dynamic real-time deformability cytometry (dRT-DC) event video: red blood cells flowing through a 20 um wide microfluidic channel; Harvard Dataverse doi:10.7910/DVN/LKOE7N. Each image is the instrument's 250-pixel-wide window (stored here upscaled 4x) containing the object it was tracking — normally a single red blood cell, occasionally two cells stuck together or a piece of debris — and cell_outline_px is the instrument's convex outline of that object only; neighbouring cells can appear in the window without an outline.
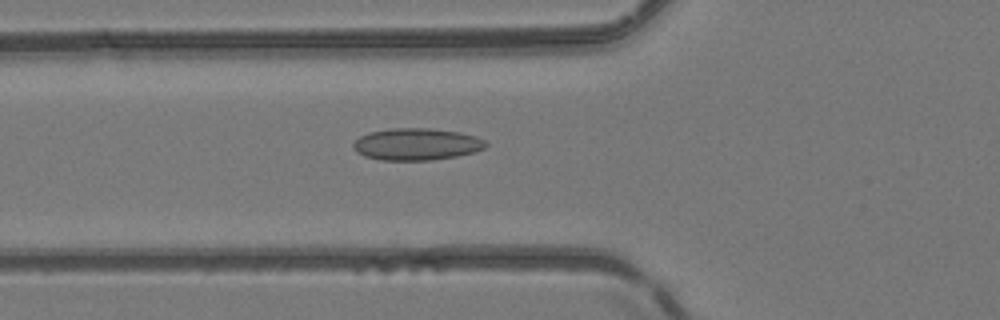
{"species": "common noctule bat (a hibernating species)", "species_latin": "Nyctalus noctula", "temperature_condition": "room temperature", "stored_images_in_passage": 51, "camera_frame_rate_fps": 3000, "um_per_image_px": 0.085, "animal": {"sex": "female", "body_mass_g": 24.6, "forearm_length_mm": 56.2}, "frame": {"image": 1, "passage_image": 19, "time_ms": 6.0, "image_size_px": [1000, 320], "cell_outline_px": [[488, 144], [484, 148], [472, 152], [456, 156], [432, 160], [380, 160], [364, 156], [356, 152], [352, 148], [352, 144], [360, 136], [368, 132], [388, 128], [428, 128], [460, 132], [476, 136], [484, 140]], "centroid_in_image_um": [35.36, 12.25], "position_along_channel_um": 90.4, "area_um2": 24.8}}
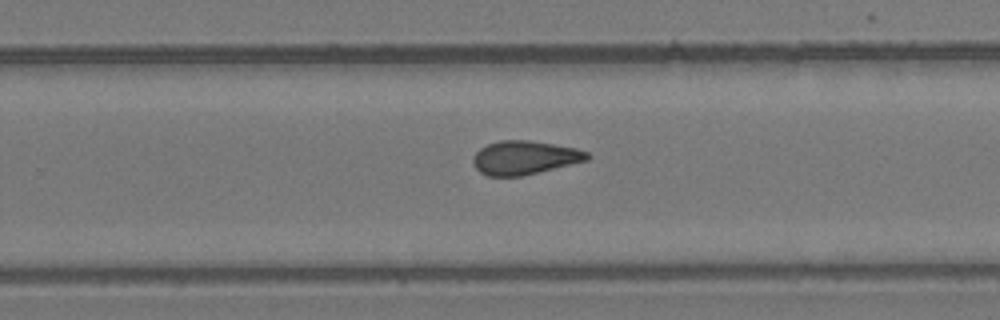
{"frame": {"image": 2, "passage_image": 33, "time_ms": 10.667, "image_size_px": [1000, 320], "cell_outline_px": [[592, 156], [588, 160], [520, 176], [488, 176], [480, 172], [472, 164], [472, 160], [476, 152], [480, 148], [488, 144], [500, 140], [528, 140], [576, 148], [588, 152]], "centroid_in_image_um": [44.57, 13.39], "position_along_channel_um": 285.2, "area_um2": 22.25}}
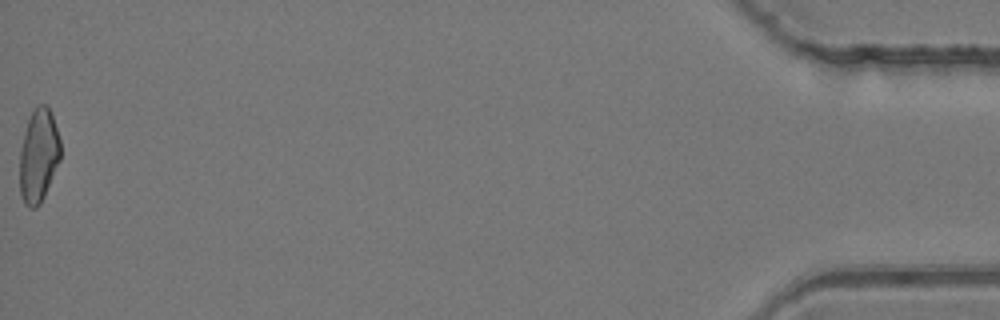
{"frame": {"image": 3, "passage_image": 51, "time_ms": 16.667, "image_size_px": [1000, 320], "cell_outline_px": [[60, 160], [44, 196], [40, 204], [36, 208], [28, 208], [24, 204], [20, 196], [20, 148], [24, 132], [28, 120], [36, 104], [44, 104], [48, 108], [52, 116], [60, 140]], "centroid_in_image_um": [3.26, 13.26], "position_along_channel_um": 431.9, "area_um2": 22.2}, "authors_computed_cell_mechanics": {"area_um2": 22.6576, "velocity_mm_per_s": 4.1627, "shape_relaxation_time_tau1_ms": null, "shape_relaxation_time_tau2_ms": 2.6784, "deformation_change_tau1": null, "deformation_change_tau2": 0.1041}}